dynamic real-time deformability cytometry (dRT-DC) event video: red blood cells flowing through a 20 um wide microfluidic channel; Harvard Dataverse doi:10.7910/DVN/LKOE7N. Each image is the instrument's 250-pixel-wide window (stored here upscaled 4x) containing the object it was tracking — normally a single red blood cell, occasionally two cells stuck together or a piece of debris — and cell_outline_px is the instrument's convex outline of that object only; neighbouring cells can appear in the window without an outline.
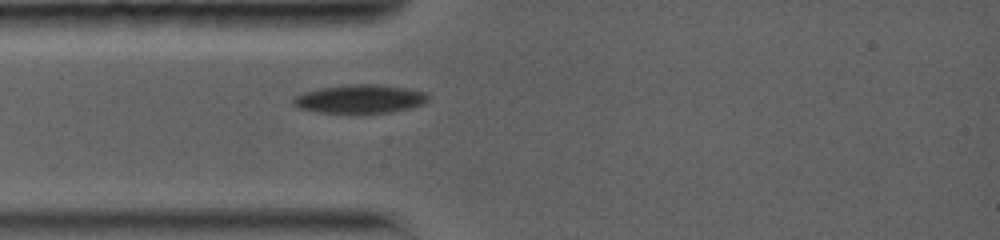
{"species": "common noctule bat (a hibernating species)", "species_latin": "Nyctalus noctula", "temperature_condition": "warm", "stored_images_in_passage": 19, "camera_frame_rate_fps": 5000, "um_per_image_px": 0.085, "animal": {"sex": "female", "body_mass_g": 19.0, "forearm_length_mm": 56.7}, "frame": {"image": 1, "passage_image": 2, "time_ms": 0.4, "image_size_px": [1000, 240], "cell_outline_px": [[428, 100], [424, 104], [412, 108], [392, 112], [348, 116], [316, 112], [300, 108], [292, 104], [292, 96], [304, 92], [320, 88], [352, 84], [376, 84], [404, 88], [424, 92], [428, 96]], "centroid_in_image_um": [30.54, 8.46], "position_along_channel_um": 54.5, "area_um2": 23.35}}
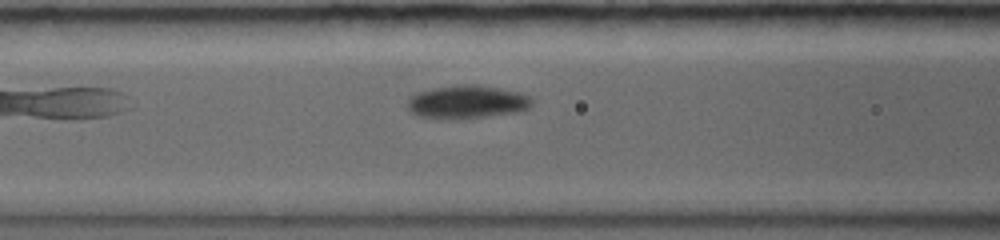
{"frame": {"image": 2, "passage_image": 6, "time_ms": 2.4, "image_size_px": [1000, 240], "cell_outline_px": [[532, 104], [528, 108], [520, 112], [460, 120], [416, 116], [408, 112], [408, 100], [416, 92], [456, 84], [476, 84], [500, 88], [520, 92], [528, 96], [532, 100]], "centroid_in_image_um": [39.69, 8.68], "position_along_channel_um": 126.9, "area_um2": 24.51}}
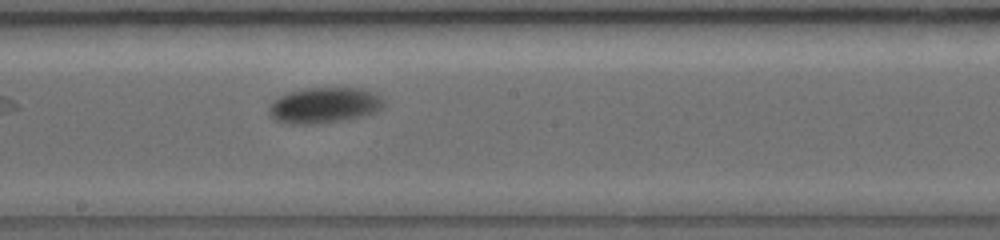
{"frame": {"image": 3, "passage_image": 12, "time_ms": 5.0, "image_size_px": [1000, 240], "cell_outline_px": [[384, 108], [380, 112], [364, 116], [316, 124], [288, 124], [272, 120], [268, 116], [268, 108], [272, 100], [288, 92], [308, 88], [360, 88], [376, 92], [384, 100]], "centroid_in_image_um": [27.56, 8.96], "position_along_channel_um": 220.6, "area_um2": 24.45}}